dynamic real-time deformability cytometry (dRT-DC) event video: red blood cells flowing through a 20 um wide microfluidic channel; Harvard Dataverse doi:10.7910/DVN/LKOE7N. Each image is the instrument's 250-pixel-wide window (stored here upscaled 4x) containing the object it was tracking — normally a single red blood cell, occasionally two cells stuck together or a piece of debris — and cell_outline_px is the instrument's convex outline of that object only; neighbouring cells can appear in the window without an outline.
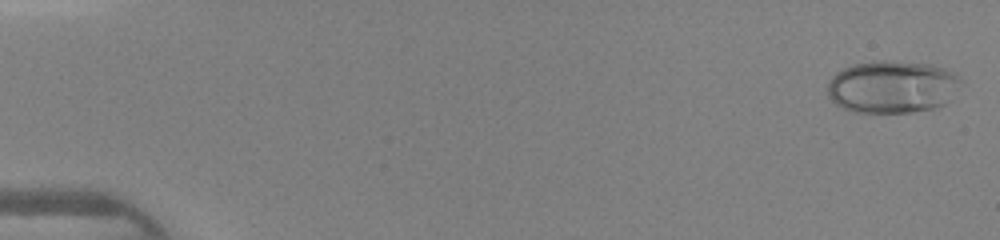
{"species": "human", "species_latin": "Homo sapiens", "temperature_condition": "warm", "stored_images_in_passage": 45, "camera_frame_rate_fps": 3000, "um_per_image_px": 0.085, "donor": {"sex": "female"}, "frame": {"image": 1, "passage_image": 1, "time_ms": 0.0, "image_size_px": [1000, 240], "cell_outline_px": [[964, 80], [944, 104], [932, 108], [912, 112], [856, 112], [844, 108], [836, 104], [828, 96], [828, 80], [836, 72], [852, 64], [872, 60], [884, 60], [928, 64], [944, 68], [952, 72]], "centroid_in_image_um": [75.81, 7.36], "position_along_channel_um": 9.2, "area_um2": 40.75}}
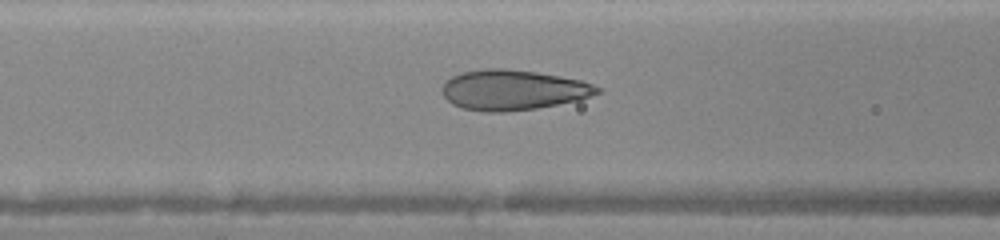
{"frame": {"image": 2, "passage_image": 19, "time_ms": 6.0, "image_size_px": [1000, 240], "cell_outline_px": [[600, 92], [580, 100], [536, 108], [504, 112], [484, 112], [460, 108], [452, 104], [444, 96], [444, 84], [452, 76], [464, 72], [488, 68], [504, 68], [536, 72], [560, 76], [580, 80], [592, 84], [600, 88]], "centroid_in_image_um": [43.61, 7.65], "position_along_channel_um": 123.0, "area_um2": 36.13}}
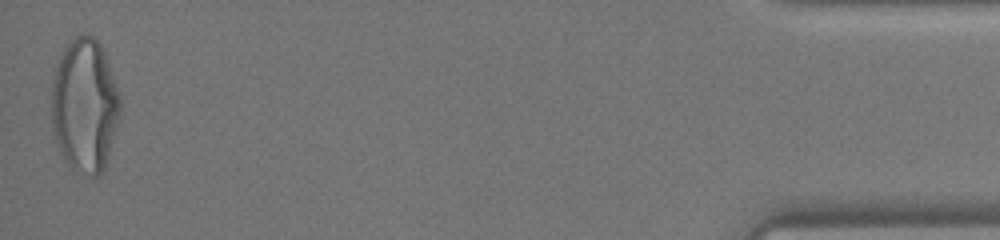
{"frame": {"image": 3, "passage_image": 45, "time_ms": 14.667, "image_size_px": [1000, 240], "cell_outline_px": [[120, 112], [108, 156], [104, 168], [100, 176], [92, 176], [72, 168], [64, 160], [60, 152], [52, 132], [52, 80], [56, 64], [60, 52], [80, 32], [88, 32], [104, 48], [120, 96]], "centroid_in_image_um": [7.19, 8.92], "position_along_channel_um": 428.0, "area_um2": 53.87}}